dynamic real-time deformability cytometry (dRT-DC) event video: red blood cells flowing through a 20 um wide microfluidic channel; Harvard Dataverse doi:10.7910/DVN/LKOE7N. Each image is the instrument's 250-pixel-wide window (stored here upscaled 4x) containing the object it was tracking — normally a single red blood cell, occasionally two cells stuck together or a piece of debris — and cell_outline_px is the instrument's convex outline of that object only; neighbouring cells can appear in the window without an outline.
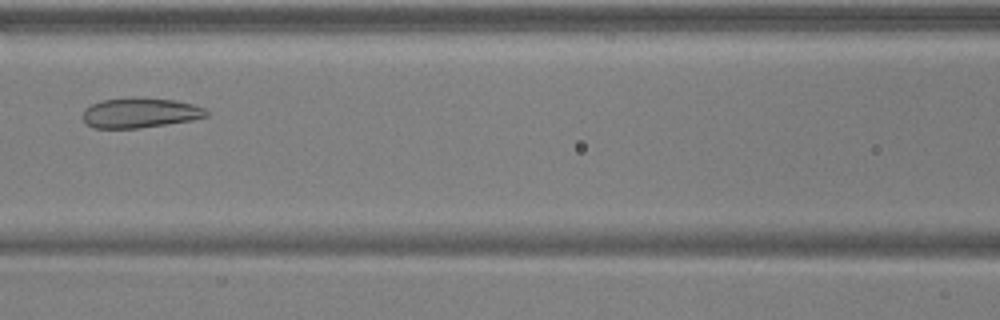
{"species": "common noctule bat (a hibernating species)", "species_latin": "Nyctalus noctula", "temperature_condition": "warm", "stored_images_in_passage": 5, "camera_frame_rate_fps": 3000, "um_per_image_px": 0.085, "animal": {"sex": "male", "body_mass_g": 17.9, "forearm_length_mm": 54.2}, "frame": {"image": 1, "passage_image": 5, "time_ms": 1.333, "image_size_px": [1000, 320], "cell_outline_px": [[208, 116], [192, 120], [140, 128], [92, 128], [84, 124], [84, 108], [92, 104], [104, 100], [140, 96], [176, 100], [192, 104], [204, 108], [208, 112]], "centroid_in_image_um": [11.9, 9.58], "position_along_channel_um": 154.7, "area_um2": 21.79}}